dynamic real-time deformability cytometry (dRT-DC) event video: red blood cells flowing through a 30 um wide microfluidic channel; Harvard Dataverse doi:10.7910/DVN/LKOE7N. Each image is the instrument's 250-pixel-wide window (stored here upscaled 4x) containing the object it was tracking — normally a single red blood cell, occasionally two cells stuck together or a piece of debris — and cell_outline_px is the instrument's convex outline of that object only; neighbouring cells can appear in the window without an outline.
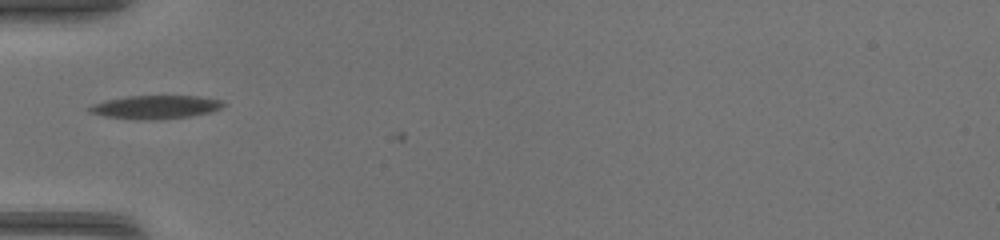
{"species": "common noctule bat (a hibernating species)", "species_latin": "Nyctalus noctula", "temperature_condition": "warm", "stored_images_in_passage": 2, "camera_frame_rate_fps": 3000, "um_per_image_px": 0.085, "animal": {"sex": "female", "body_mass_g": 17.0, "forearm_length_mm": 48.0}, "frame": {"image": 1, "passage_image": 1, "time_ms": 0.0, "image_size_px": [1000, 240], "cell_outline_px": [[224, 104], [220, 108], [212, 112], [188, 116], [156, 120], [104, 116], [88, 112], [88, 108], [92, 104], [104, 100], [128, 96], [200, 96], [220, 100]], "centroid_in_image_um": [13.2, 9.09], "position_along_channel_um": 71.8, "area_um2": 18.03}}